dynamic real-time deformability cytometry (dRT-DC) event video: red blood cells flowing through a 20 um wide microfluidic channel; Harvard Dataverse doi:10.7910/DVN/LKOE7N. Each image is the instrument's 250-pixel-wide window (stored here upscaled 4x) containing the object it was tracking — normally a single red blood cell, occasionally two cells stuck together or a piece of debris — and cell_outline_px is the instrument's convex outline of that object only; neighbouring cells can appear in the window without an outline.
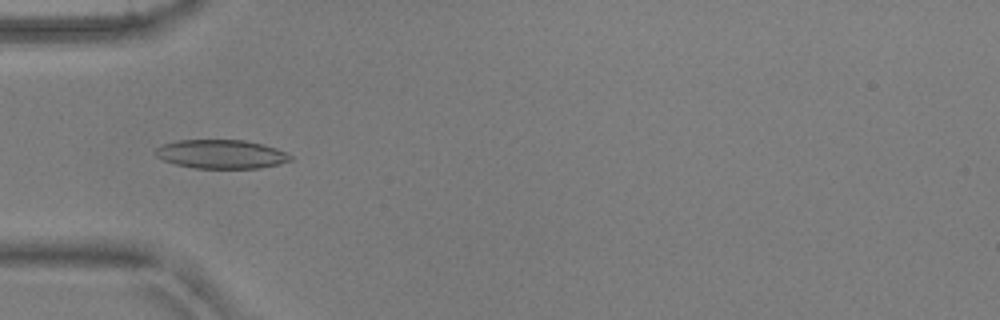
{"species": "common noctule bat (a hibernating species)", "species_latin": "Nyctalus noctula", "temperature_condition": "warm", "stored_images_in_passage": 52, "camera_frame_rate_fps": 3000, "um_per_image_px": 0.085, "animal": {"sex": "male", "body_mass_g": 17.9, "forearm_length_mm": 54.2}, "frame": {"image": 1, "passage_image": 17, "time_ms": 5.333, "image_size_px": [1000, 320], "cell_outline_px": [[292, 160], [280, 164], [260, 168], [192, 168], [176, 164], [164, 160], [156, 156], [156, 148], [164, 144], [180, 140], [244, 140], [264, 144], [276, 148], [292, 156]], "centroid_in_image_um": [18.83, 13.1], "position_along_channel_um": 66.2, "area_um2": 22.6}}
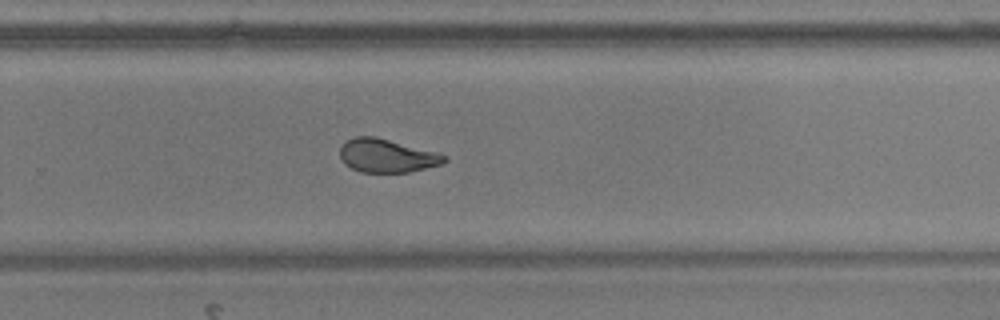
{"frame": {"image": 2, "passage_image": 35, "time_ms": 11.333, "image_size_px": [1000, 320], "cell_outline_px": [[448, 160], [440, 164], [408, 172], [360, 172], [344, 164], [340, 156], [340, 148], [348, 140], [356, 136], [372, 136], [436, 152], [448, 156]], "centroid_in_image_um": [32.87, 13.24], "position_along_channel_um": 296.9, "area_um2": 19.94}}
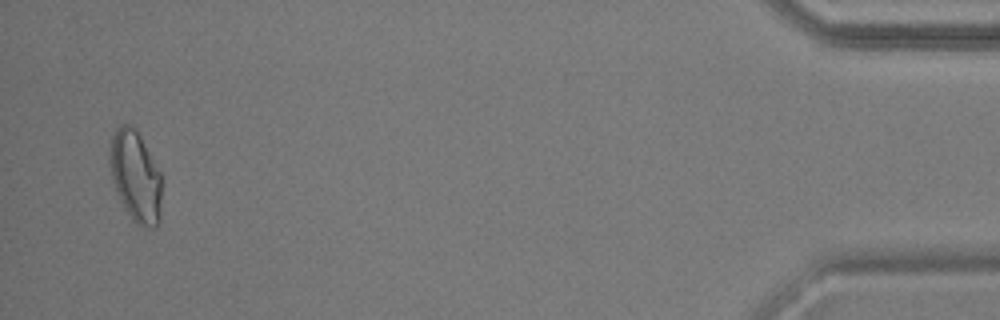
{"frame": {"image": 3, "passage_image": 51, "time_ms": 16.667, "image_size_px": [1000, 320], "cell_outline_px": [[160, 220], [156, 228], [144, 228], [136, 224], [132, 220], [120, 200], [112, 180], [108, 160], [108, 156], [112, 136], [116, 128], [120, 124], [128, 124], [136, 128], [160, 172]], "centroid_in_image_um": [11.5, 15.0], "position_along_channel_um": 423.7, "area_um2": 27.69}, "authors_computed_cell_mechanics": {"area_um2": 21.675, "velocity_mm_per_s": 3.8487, "shape_relaxation_time_tau1_ms": null, "shape_relaxation_time_tau2_ms": 1.3717, "deformation_change_tau1": null, "deformation_change_tau2": 0.0789}}